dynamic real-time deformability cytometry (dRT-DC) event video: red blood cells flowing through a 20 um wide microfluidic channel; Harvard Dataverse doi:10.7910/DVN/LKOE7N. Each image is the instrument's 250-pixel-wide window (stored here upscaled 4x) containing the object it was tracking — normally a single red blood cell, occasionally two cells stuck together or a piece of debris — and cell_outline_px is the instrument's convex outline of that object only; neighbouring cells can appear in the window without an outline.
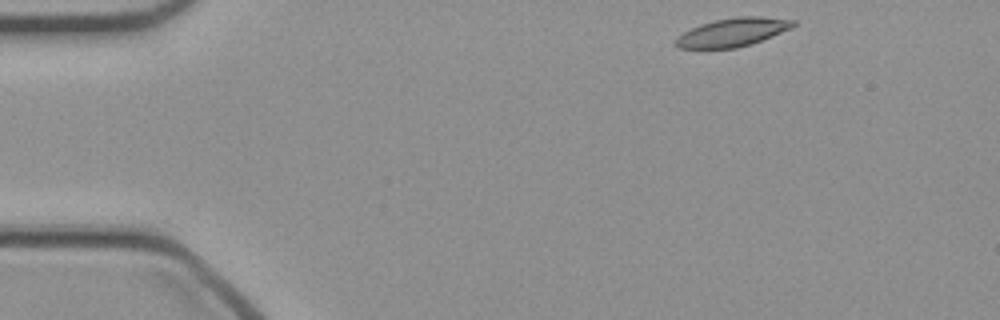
{"species": "common noctule bat (a hibernating species)", "species_latin": "Nyctalus noctula", "temperature_condition": "cold", "stored_images_in_passage": 42, "camera_frame_rate_fps": 3000, "um_per_image_px": 0.085, "animal": {"sex": "female", "body_mass_g": 21.9}, "frame": {"image": 1, "passage_image": 1, "time_ms": 0.0, "image_size_px": [1000, 320], "cell_outline_px": [[796, 24], [792, 28], [760, 40], [736, 48], [676, 48], [672, 44], [684, 32], [700, 24], [716, 20], [736, 16], [760, 16], [796, 20]], "centroid_in_image_um": [62.27, 2.73], "position_along_channel_um": 22.7, "area_um2": 19.25}}
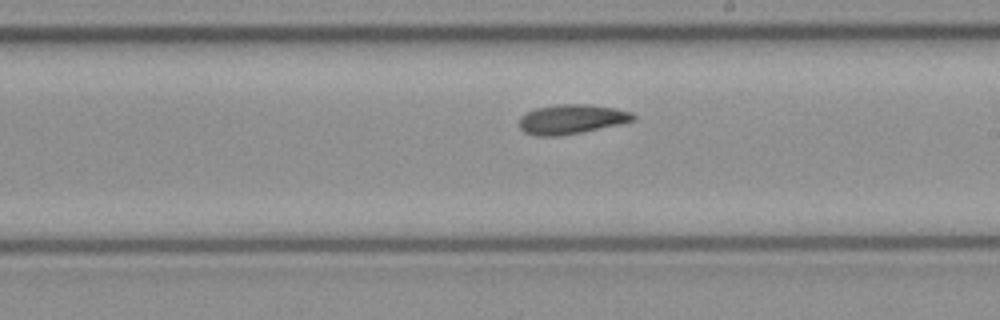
{"frame": {"image": 2, "passage_image": 22, "time_ms": 7.0, "image_size_px": [1000, 320], "cell_outline_px": [[636, 120], [580, 132], [560, 136], [536, 136], [524, 132], [520, 128], [520, 116], [536, 108], [556, 104], [592, 104], [616, 108], [632, 112], [636, 116]], "centroid_in_image_um": [48.58, 10.12], "position_along_channel_um": 240.4, "area_um2": 19.59}}
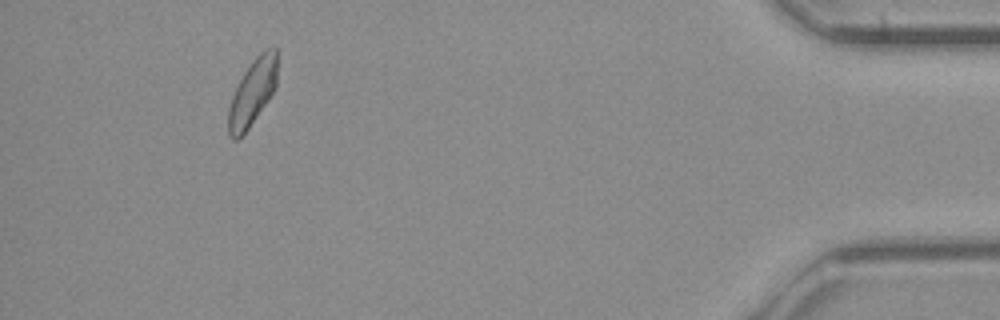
{"frame": {"image": 3, "passage_image": 39, "time_ms": 12.667, "image_size_px": [1000, 320], "cell_outline_px": [[276, 88], [268, 100], [248, 128], [236, 140], [232, 140], [228, 136], [228, 108], [232, 96], [244, 72], [252, 60], [260, 52], [268, 48], [276, 48]], "centroid_in_image_um": [21.44, 7.87], "position_along_channel_um": 413.8, "area_um2": 18.61}}